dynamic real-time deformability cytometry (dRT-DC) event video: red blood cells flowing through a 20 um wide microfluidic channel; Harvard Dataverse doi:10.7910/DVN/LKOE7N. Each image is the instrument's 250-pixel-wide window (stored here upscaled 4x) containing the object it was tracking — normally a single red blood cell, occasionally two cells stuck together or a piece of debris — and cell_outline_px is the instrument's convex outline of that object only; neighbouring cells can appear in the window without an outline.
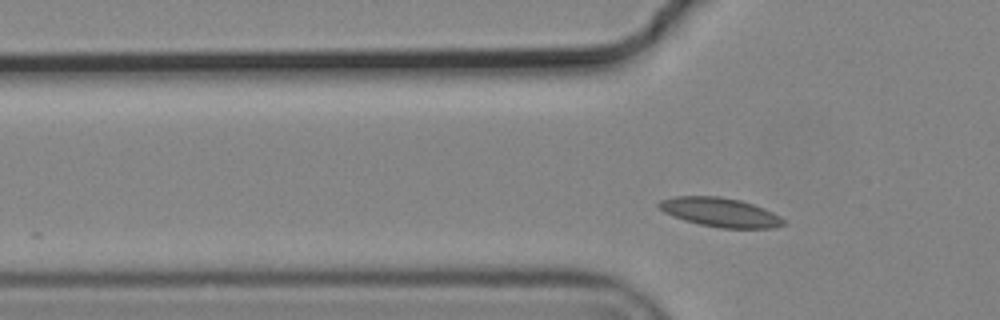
{"species": "common noctule bat (a hibernating species)", "species_latin": "Nyctalus noctula", "temperature_condition": "cold", "stored_images_in_passage": 3, "camera_frame_rate_fps": 3000, "um_per_image_px": 0.085, "animal": {"sex": "male", "body_mass_g": 19.2, "forearm_length_mm": 51.8}, "frame": {"image": 1, "passage_image": 2, "time_ms": 0.333, "image_size_px": [1000, 320], "cell_outline_px": [[788, 224], [772, 228], [720, 228], [700, 224], [684, 220], [664, 212], [656, 204], [660, 200], [676, 196], [720, 196], [740, 200], [764, 208], [780, 216]], "centroid_in_image_um": [61.23, 18.04], "position_along_channel_um": 64.6, "area_um2": 21.1}}